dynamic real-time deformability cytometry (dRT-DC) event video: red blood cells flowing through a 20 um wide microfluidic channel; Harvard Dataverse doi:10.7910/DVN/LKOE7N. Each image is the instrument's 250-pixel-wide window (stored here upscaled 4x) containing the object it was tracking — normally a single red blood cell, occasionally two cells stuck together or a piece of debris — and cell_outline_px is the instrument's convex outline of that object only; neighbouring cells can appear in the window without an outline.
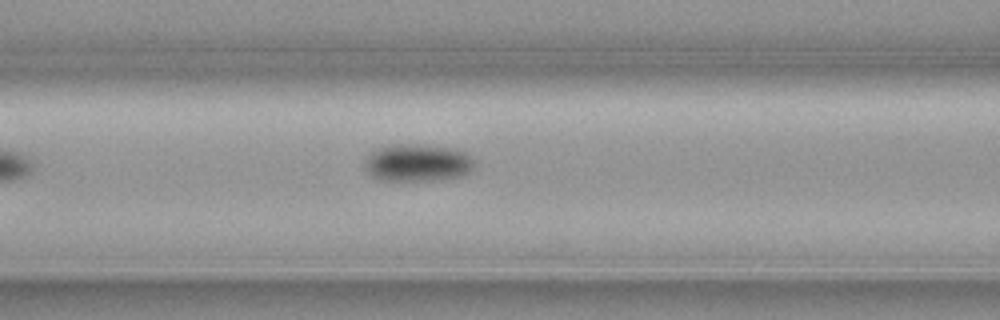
{"species": "common noctule bat (a hibernating species)", "species_latin": "Nyctalus noctula", "temperature_condition": "cold", "stored_images_in_passage": 4, "camera_frame_rate_fps": 3000, "um_per_image_px": 0.085, "animal": {"sex": "female", "body_mass_g": 19.3, "forearm_length_mm": 54.1}, "frame": {"image": 1, "passage_image": 4, "time_ms": 1.0, "image_size_px": [1000, 320], "cell_outline_px": [[476, 164], [468, 172], [460, 176], [440, 180], [380, 180], [372, 176], [364, 168], [364, 160], [372, 152], [380, 148], [392, 144], [416, 144], [448, 148], [464, 152], [476, 160]], "centroid_in_image_um": [35.49, 13.84], "position_along_channel_um": 131.1, "area_um2": 23.81}}